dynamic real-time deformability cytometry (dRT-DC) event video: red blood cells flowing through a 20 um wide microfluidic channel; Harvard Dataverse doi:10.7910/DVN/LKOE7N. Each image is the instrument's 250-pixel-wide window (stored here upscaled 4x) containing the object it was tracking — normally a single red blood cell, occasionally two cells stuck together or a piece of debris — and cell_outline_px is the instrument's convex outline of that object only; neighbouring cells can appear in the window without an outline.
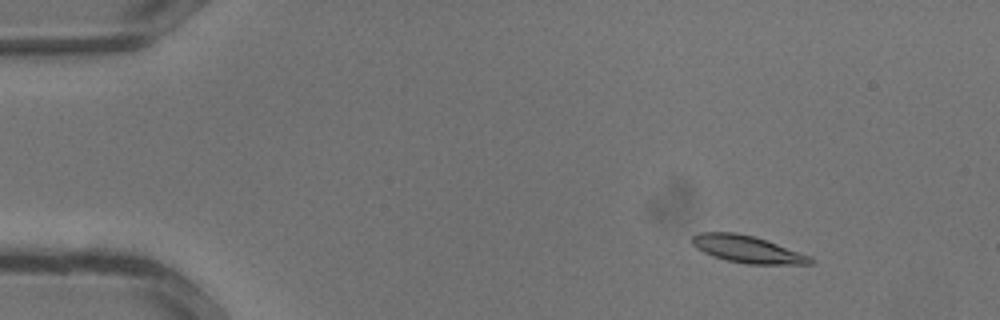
{"species": "common noctule bat (a hibernating species)", "species_latin": "Nyctalus noctula", "temperature_condition": "warm", "stored_images_in_passage": 11, "camera_frame_rate_fps": 3000, "um_per_image_px": 0.085, "animal": {"sex": "male", "body_mass_g": 13.3}, "frame": {"image": 1, "passage_image": 5, "time_ms": 1.333, "image_size_px": [1000, 320], "cell_outline_px": [[812, 264], [748, 264], [728, 260], [704, 252], [696, 248], [692, 244], [692, 236], [700, 232], [736, 232], [752, 236], [812, 256]], "centroid_in_image_um": [63.51, 21.18], "position_along_channel_um": 21.5, "area_um2": 18.32}}